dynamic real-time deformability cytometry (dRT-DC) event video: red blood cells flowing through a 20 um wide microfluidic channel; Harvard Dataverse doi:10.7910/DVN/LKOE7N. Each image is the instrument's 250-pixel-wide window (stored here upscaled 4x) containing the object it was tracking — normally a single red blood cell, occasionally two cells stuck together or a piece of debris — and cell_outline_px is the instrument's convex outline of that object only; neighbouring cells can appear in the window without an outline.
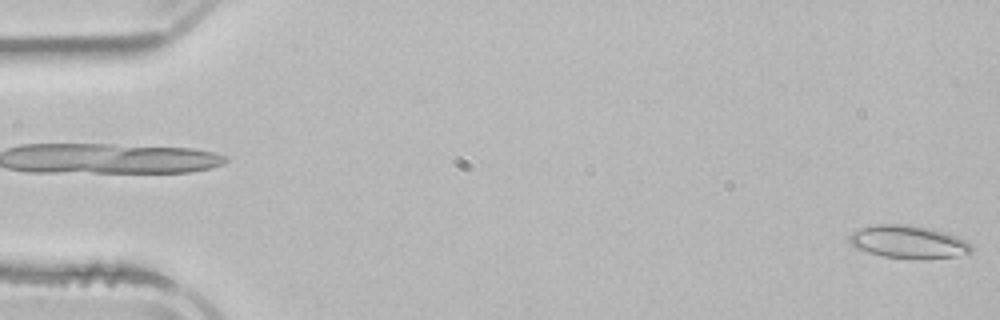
{"species": "common noctule bat (a hibernating species)", "species_latin": "Nyctalus noctula", "temperature_condition": "room temperature", "stored_images_in_passage": 5, "camera_frame_rate_fps": 3000, "um_per_image_px": 0.085, "animal": {"sex": "male", "body_mass_g": 21.5, "forearm_length_mm": 52.0}, "frame": {"image": 1, "passage_image": 5, "time_ms": 6.0, "image_size_px": [1000, 320], "cell_outline_px": [[972, 252], [956, 256], [924, 260], [920, 260], [884, 256], [868, 252], [856, 248], [848, 240], [848, 236], [852, 232], [860, 228], [876, 224], [908, 224], [932, 228], [948, 232], [968, 240], [972, 244]], "centroid_in_image_um": [77.27, 20.56], "position_along_channel_um": 7.7, "area_um2": 23.93}}